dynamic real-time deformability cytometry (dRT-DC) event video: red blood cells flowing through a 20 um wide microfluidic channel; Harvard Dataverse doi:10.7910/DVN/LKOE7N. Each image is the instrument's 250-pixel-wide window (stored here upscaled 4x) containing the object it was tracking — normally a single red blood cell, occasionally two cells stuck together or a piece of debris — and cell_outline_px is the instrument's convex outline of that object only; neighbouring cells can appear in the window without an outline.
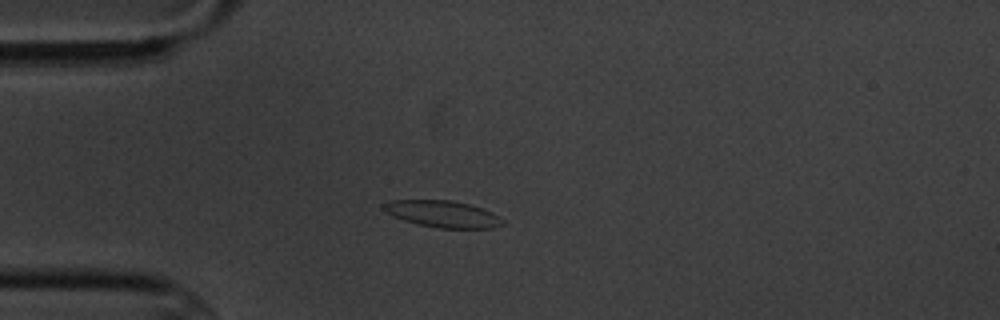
{"species": "common noctule bat (a hibernating species)", "species_latin": "Nyctalus noctula", "temperature_condition": "cold", "stored_images_in_passage": 11, "camera_frame_rate_fps": 3000, "um_per_image_px": 0.085, "animal": {"sex": "male", "body_mass_g": 20.1, "forearm_length_mm": 53.5}, "frame": {"image": 1, "passage_image": 4, "time_ms": 4.0, "image_size_px": [1000, 320], "cell_outline_px": [[504, 224], [492, 228], [436, 228], [416, 224], [404, 220], [380, 208], [380, 204], [392, 200], [452, 200], [468, 204], [492, 212], [500, 216], [504, 220]], "centroid_in_image_um": [37.63, 18.19], "position_along_channel_um": 47.4, "area_um2": 18.55}}
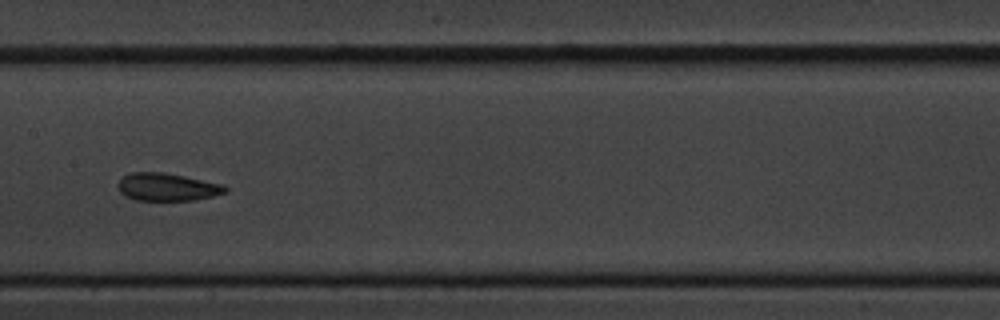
{"frame": {"image": 2, "passage_image": 8, "time_ms": 8.667, "image_size_px": [1000, 320], "cell_outline_px": [[228, 192], [196, 200], [136, 200], [124, 196], [120, 192], [120, 180], [124, 176], [132, 172], [164, 172], [224, 184], [228, 188]], "centroid_in_image_um": [14.26, 15.9], "position_along_channel_um": 193.1, "area_um2": 17.28}}
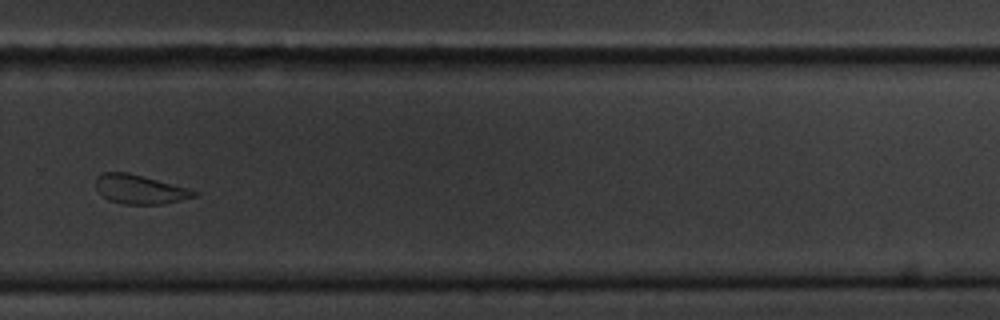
{"frame": {"image": 3, "passage_image": 11, "time_ms": 12.333, "image_size_px": [1000, 320], "cell_outline_px": [[196, 196], [164, 204], [124, 204], [108, 200], [96, 188], [96, 176], [104, 172], [128, 172], [188, 188], [196, 192]], "centroid_in_image_um": [11.85, 16.09], "position_along_channel_um": 317.9, "area_um2": 16.47}}